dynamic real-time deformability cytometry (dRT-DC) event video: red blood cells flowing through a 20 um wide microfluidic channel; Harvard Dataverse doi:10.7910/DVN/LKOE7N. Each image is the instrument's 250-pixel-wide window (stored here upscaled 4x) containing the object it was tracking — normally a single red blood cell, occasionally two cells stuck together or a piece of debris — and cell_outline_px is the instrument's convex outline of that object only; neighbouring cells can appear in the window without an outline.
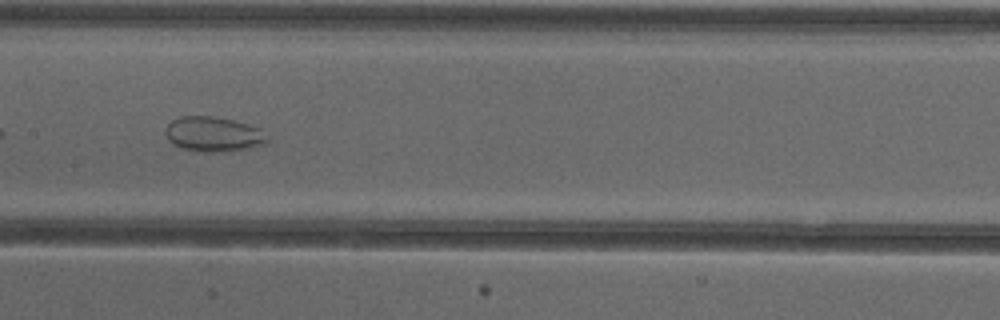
{"species": "common noctule bat (a hibernating species)", "species_latin": "Nyctalus noctula", "temperature_condition": "cold", "stored_images_in_passage": 37, "camera_frame_rate_fps": 3000, "um_per_image_px": 0.085, "animal": {"sex": "female"}, "frame": {"image": 1, "passage_image": 11, "time_ms": 3.333, "image_size_px": [1000, 320], "cell_outline_px": [[268, 140], [264, 144], [252, 148], [220, 152], [200, 152], [180, 148], [172, 144], [168, 140], [164, 132], [164, 128], [172, 120], [180, 116], [212, 116], [232, 120], [248, 124], [260, 128], [268, 136]], "centroid_in_image_um": [18.12, 11.42], "position_along_channel_um": 189.3, "area_um2": 21.04}, "authors_computed_cell_mechanics": {"area_um2": 26.5302, "velocity_mm_per_s": 3.8425, "shape_relaxation_time_tau1_ms": null, "shape_relaxation_time_tau2_ms": 1.7217, "deformation_change_tau1": null, "deformation_change_tau2": 0.0478}}